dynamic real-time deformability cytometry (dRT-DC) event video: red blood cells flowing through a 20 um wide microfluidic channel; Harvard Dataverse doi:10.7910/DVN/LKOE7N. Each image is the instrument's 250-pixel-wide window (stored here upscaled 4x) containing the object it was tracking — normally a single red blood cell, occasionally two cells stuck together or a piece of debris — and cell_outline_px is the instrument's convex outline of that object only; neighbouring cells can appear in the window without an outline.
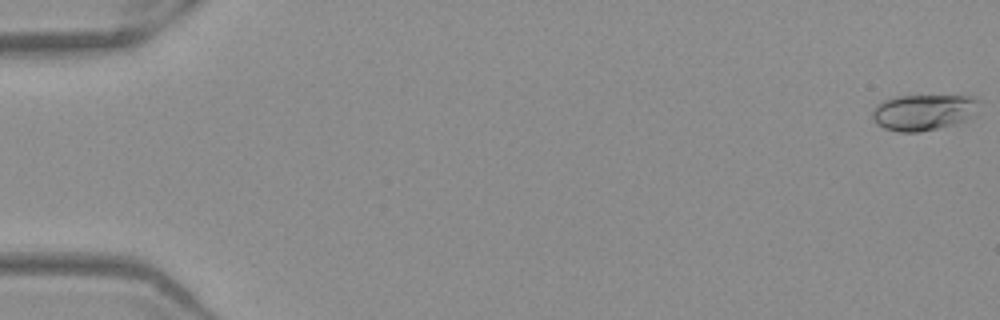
{"species": "Egyptian fruit bat (a non-hibernating species)", "species_latin": "Rousettus aegyptiacus", "temperature_condition": "warm", "stored_images_in_passage": 53, "camera_frame_rate_fps": 3000, "um_per_image_px": 0.085, "frame": {"image": 1, "passage_image": 1, "time_ms": 0.0, "image_size_px": [1000, 320], "cell_outline_px": [[980, 100], [972, 116], [956, 124], [920, 132], [900, 132], [884, 128], [876, 124], [872, 116], [872, 108], [876, 104], [884, 100], [896, 96], [972, 96]], "centroid_in_image_um": [78.45, 9.54], "position_along_channel_um": 6.5, "area_um2": 22.43}}
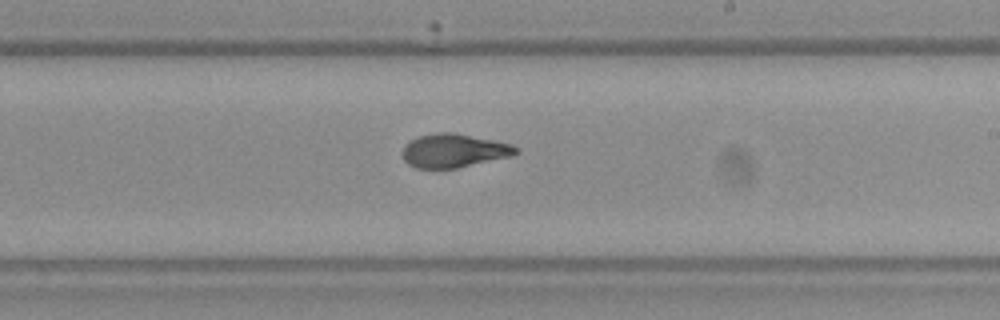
{"frame": {"image": 2, "passage_image": 32, "time_ms": 10.333, "image_size_px": [1000, 320], "cell_outline_px": [[520, 152], [512, 156], [456, 168], [416, 168], [408, 164], [404, 160], [400, 152], [404, 144], [408, 140], [416, 136], [436, 132], [452, 132], [496, 140], [512, 144], [520, 148]], "centroid_in_image_um": [38.56, 12.79], "position_along_channel_um": 250.4, "area_um2": 22.72}}
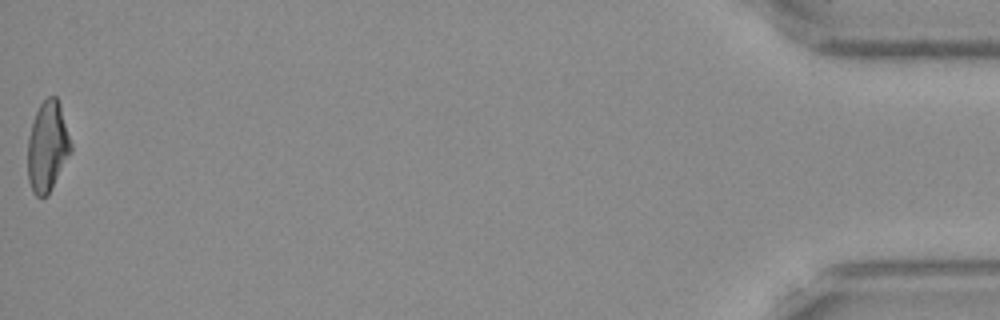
{"frame": {"image": 3, "passage_image": 53, "time_ms": 17.333, "image_size_px": [1000, 320], "cell_outline_px": [[72, 152], [48, 192], [44, 196], [36, 196], [32, 192], [28, 180], [28, 136], [36, 112], [40, 104], [48, 96], [56, 96], [60, 104], [72, 144]], "centroid_in_image_um": [4.04, 12.43], "position_along_channel_um": 431.2, "area_um2": 22.48}, "authors_computed_cell_mechanics": {"area_um2": 22.4842, "velocity_mm_per_s": 3.9359, "shape_relaxation_time_tau1_ms": 5.2364, "shape_relaxation_time_tau2_ms": 1.1983, "deformation_change_tau1": 0.1957, "deformation_change_tau2": 0.058}}